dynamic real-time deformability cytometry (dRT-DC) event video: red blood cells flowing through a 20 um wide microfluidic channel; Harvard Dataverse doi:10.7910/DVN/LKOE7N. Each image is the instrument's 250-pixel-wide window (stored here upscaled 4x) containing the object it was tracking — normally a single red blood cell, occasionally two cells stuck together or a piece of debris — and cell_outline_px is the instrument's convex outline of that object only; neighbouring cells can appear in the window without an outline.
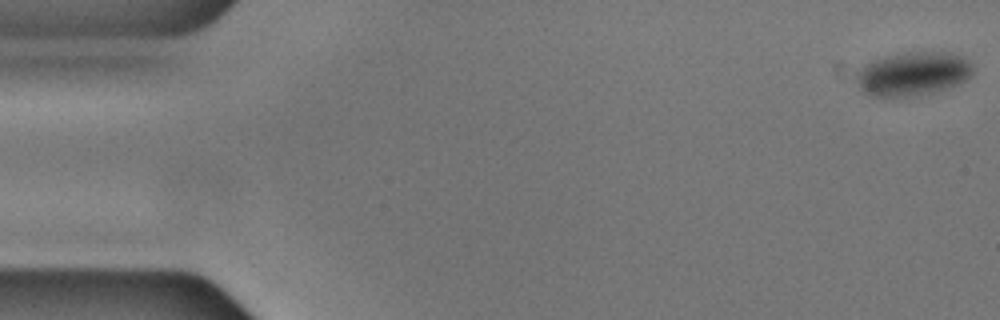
{"species": "common noctule bat (a hibernating species)", "species_latin": "Nyctalus noctula", "temperature_condition": "cold", "stored_images_in_passage": 56, "camera_frame_rate_fps": 3000, "um_per_image_px": 0.085, "animal": {"sex": "male", "body_mass_g": 17.9, "forearm_length_mm": 54.2}, "frame": {"image": 1, "passage_image": 1, "time_ms": 0.0, "image_size_px": [1000, 320], "cell_outline_px": [[976, 68], [972, 76], [956, 84], [944, 88], [916, 96], [876, 96], [864, 92], [860, 88], [856, 80], [856, 72], [860, 68], [876, 60], [888, 56], [908, 52], [952, 52], [964, 56]], "centroid_in_image_um": [77.66, 6.25], "position_along_channel_um": 7.3, "area_um2": 29.48}}
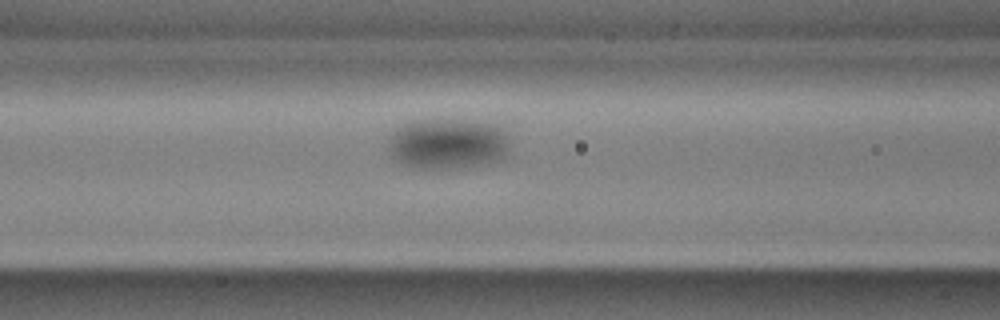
{"frame": {"image": 2, "passage_image": 22, "time_ms": 7.0, "image_size_px": [1000, 320], "cell_outline_px": [[508, 156], [500, 160], [460, 168], [420, 168], [404, 164], [392, 152], [392, 132], [404, 124], [416, 120], [468, 120], [496, 124], [504, 132], [508, 144]], "centroid_in_image_um": [38.15, 12.21], "position_along_channel_um": 128.5, "area_um2": 35.14}}
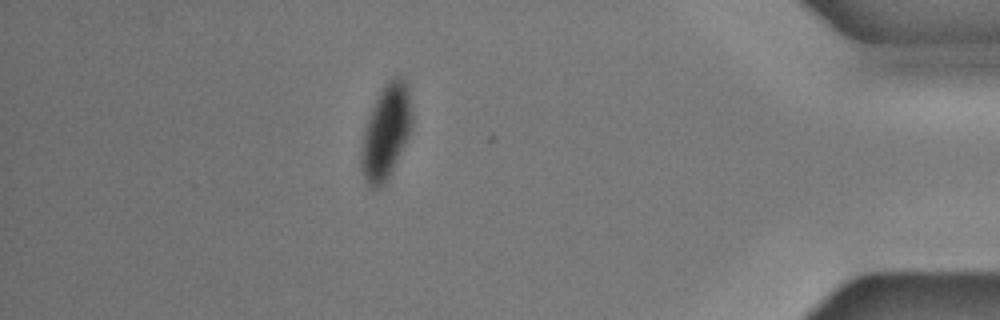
{"frame": {"image": 3, "passage_image": 49, "time_ms": 16.0, "image_size_px": [1000, 320], "cell_outline_px": [[412, 124], [408, 136], [388, 176], [376, 188], [368, 188], [364, 180], [360, 168], [360, 148], [364, 128], [368, 116], [384, 84], [392, 76], [400, 76], [404, 80], [408, 88], [412, 104]], "centroid_in_image_um": [32.78, 11.18], "position_along_channel_um": 402.4, "area_um2": 27.74}}